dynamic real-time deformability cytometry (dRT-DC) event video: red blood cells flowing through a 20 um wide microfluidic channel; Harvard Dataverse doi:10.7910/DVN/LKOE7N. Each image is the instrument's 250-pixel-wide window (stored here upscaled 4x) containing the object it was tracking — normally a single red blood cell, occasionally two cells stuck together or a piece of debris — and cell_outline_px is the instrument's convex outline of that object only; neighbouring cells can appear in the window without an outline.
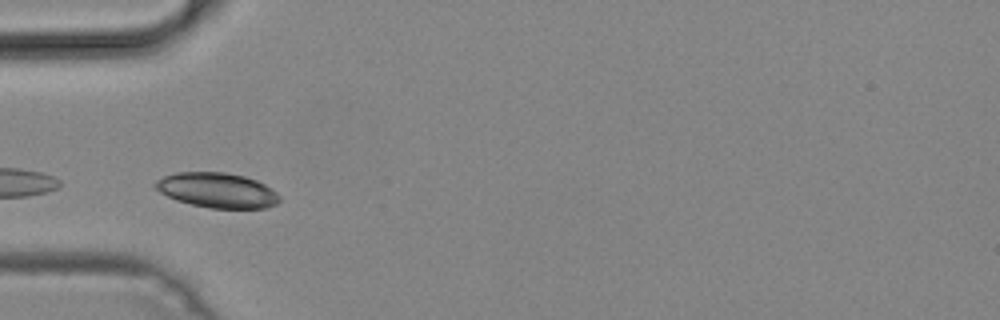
{"species": "common noctule bat (a hibernating species)", "species_latin": "Nyctalus noctula", "temperature_condition": "cold", "stored_images_in_passage": 15, "camera_frame_rate_fps": 3000, "um_per_image_px": 0.085, "animal": {"sex": "male", "body_mass_g": 19.2, "forearm_length_mm": 51.8}, "frame": {"image": 1, "passage_image": 1, "time_ms": 0.0, "image_size_px": [1000, 320], "cell_outline_px": [[280, 200], [276, 204], [264, 208], [212, 208], [192, 204], [176, 200], [160, 192], [152, 184], [156, 180], [164, 176], [176, 172], [224, 172], [244, 176], [256, 180], [272, 188], [280, 196]], "centroid_in_image_um": [18.46, 16.16], "position_along_channel_um": 66.5, "area_um2": 25.26}}